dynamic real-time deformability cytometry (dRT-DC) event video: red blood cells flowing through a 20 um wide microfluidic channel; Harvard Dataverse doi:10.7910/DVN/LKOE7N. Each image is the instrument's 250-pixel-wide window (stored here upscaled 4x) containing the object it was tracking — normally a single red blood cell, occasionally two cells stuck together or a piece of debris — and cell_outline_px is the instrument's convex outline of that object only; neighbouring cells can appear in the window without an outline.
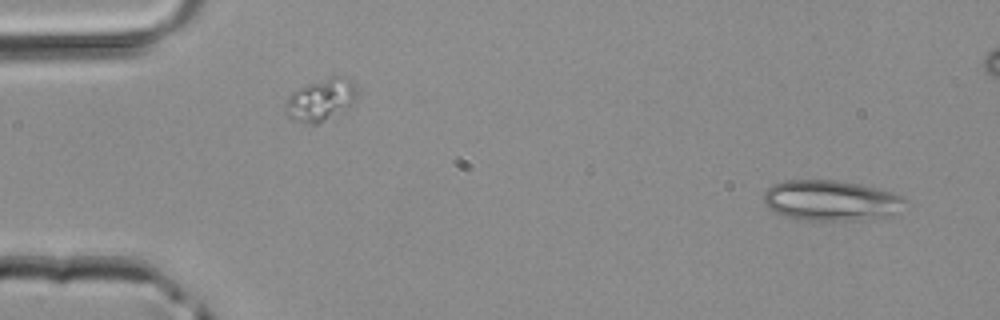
{"species": "common noctule bat (a hibernating species)", "species_latin": "Nyctalus noctula", "temperature_condition": "room temperature", "stored_images_in_passage": 2, "segment_of_instrument_passage": [2, 2], "camera_frame_rate_fps": 3000, "um_per_image_px": 0.085, "animal": {"sex": "male", "body_mass_g": 20.4}, "frame": {"image": 1, "passage_image": 2, "time_ms": 0.333, "image_size_px": [1000, 320], "cell_outline_px": [[908, 200], [900, 212], [892, 216], [864, 220], [804, 220], [784, 216], [768, 208], [764, 204], [764, 192], [772, 184], [784, 180], [836, 180], [876, 188], [892, 192], [904, 196]], "centroid_in_image_um": [70.67, 17.05], "position_along_channel_um": 14.3, "area_um2": 33.76}}